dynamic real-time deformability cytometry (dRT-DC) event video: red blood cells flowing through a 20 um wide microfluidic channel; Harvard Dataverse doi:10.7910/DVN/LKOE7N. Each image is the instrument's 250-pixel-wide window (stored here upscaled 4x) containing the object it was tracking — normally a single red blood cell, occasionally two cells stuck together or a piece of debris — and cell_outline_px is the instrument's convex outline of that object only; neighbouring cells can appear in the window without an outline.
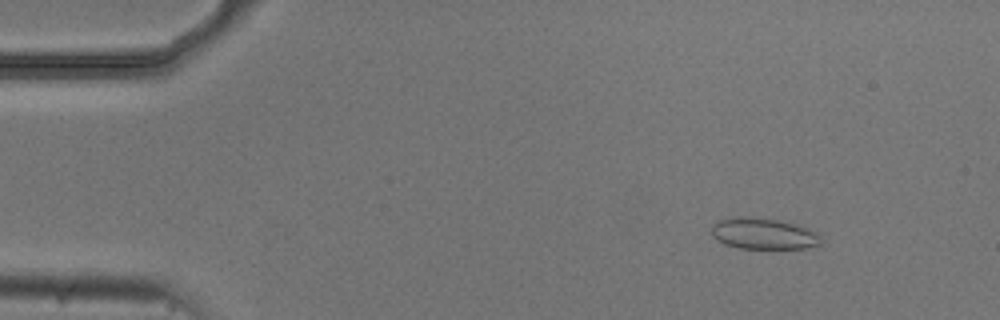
{"species": "common noctule bat (a hibernating species)", "species_latin": "Nyctalus noctula", "temperature_condition": "cold", "stored_images_in_passage": 55, "camera_frame_rate_fps": 3000, "um_per_image_px": 0.085, "animal": {"sex": "male", "body_mass_g": 20.5, "forearm_length_mm": 52.5}, "frame": {"image": 1, "passage_image": 7, "time_ms": 2.0, "image_size_px": [1000, 320], "cell_outline_px": [[820, 244], [808, 248], [740, 248], [724, 244], [716, 240], [712, 236], [712, 224], [720, 220], [732, 216], [752, 216], [780, 220], [796, 224], [816, 232], [820, 236]], "centroid_in_image_um": [64.85, 19.84], "position_along_channel_um": 20.1, "area_um2": 20.06}}
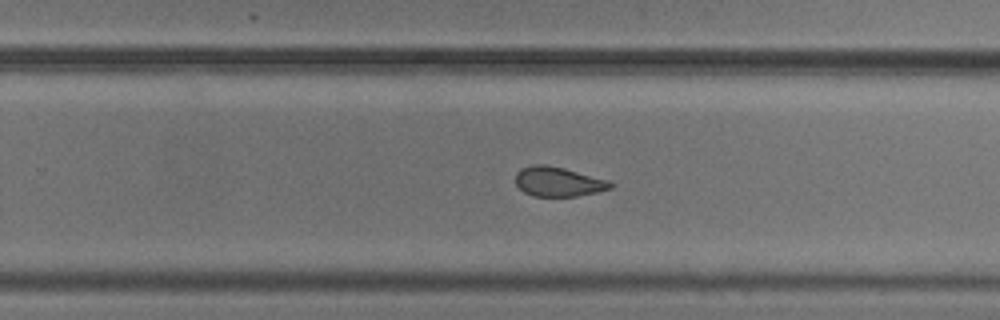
{"frame": {"image": 2, "passage_image": 35, "time_ms": 11.333, "image_size_px": [1000, 320], "cell_outline_px": [[616, 184], [612, 188], [596, 192], [576, 196], [532, 196], [524, 192], [516, 184], [516, 172], [520, 168], [532, 164], [544, 164], [564, 168], [608, 180]], "centroid_in_image_um": [47.44, 15.43], "position_along_channel_um": 282.4, "area_um2": 16.42}}
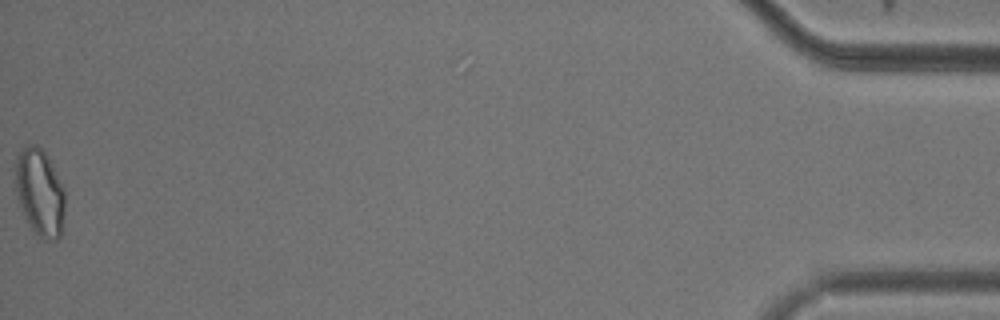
{"frame": {"image": 3, "passage_image": 55, "time_ms": 18.0, "image_size_px": [1000, 320], "cell_outline_px": [[64, 212], [60, 236], [56, 240], [44, 240], [32, 228], [20, 204], [16, 188], [16, 156], [28, 144], [36, 144], [48, 156], [64, 188]], "centroid_in_image_um": [3.41, 16.33], "position_along_channel_um": 431.8, "area_um2": 24.62}, "authors_computed_cell_mechanics": {"area_um2": 18.496, "velocity_mm_per_s": 3.7149, "shape_relaxation_time_tau1_ms": 5.0852, "shape_relaxation_time_tau2_ms": 1.7686, "deformation_change_tau1": 0.0847, "deformation_change_tau2": 0.0623}}